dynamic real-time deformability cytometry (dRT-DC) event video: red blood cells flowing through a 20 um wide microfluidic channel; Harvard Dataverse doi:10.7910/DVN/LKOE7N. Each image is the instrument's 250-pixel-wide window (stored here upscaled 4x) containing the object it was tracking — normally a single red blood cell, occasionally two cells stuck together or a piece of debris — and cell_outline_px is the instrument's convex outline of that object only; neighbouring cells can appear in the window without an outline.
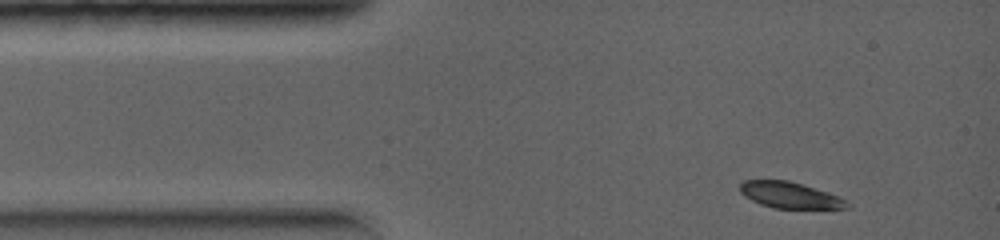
{"species": "common noctule bat (a hibernating species)", "species_latin": "Nyctalus noctula", "temperature_condition": "warm", "stored_images_in_passage": 5, "camera_frame_rate_fps": 5000, "um_per_image_px": 0.085, "animal": {"sex": "female", "body_mass_g": 19.0, "forearm_length_mm": 56.7}, "frame": {"image": 1, "passage_image": 1, "time_ms": 0.0, "image_size_px": [1000, 240], "cell_outline_px": [[852, 208], [772, 208], [760, 204], [744, 196], [740, 192], [740, 184], [744, 180], [788, 180], [836, 196], [844, 200]], "centroid_in_image_um": [67.06, 16.59], "position_along_channel_um": 17.9, "area_um2": 15.9}}
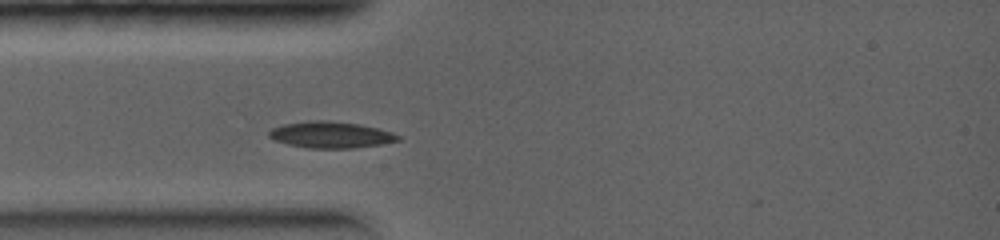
{"frame": {"image": 2, "passage_image": 3, "time_ms": 1.4, "image_size_px": [1000, 240], "cell_outline_px": [[400, 140], [380, 144], [352, 148], [308, 148], [288, 144], [272, 140], [268, 136], [268, 132], [272, 128], [284, 124], [308, 120], [328, 120], [360, 124], [392, 132], [400, 136]], "centroid_in_image_um": [28.07, 11.45], "position_along_channel_um": 56.9, "area_um2": 19.88}}
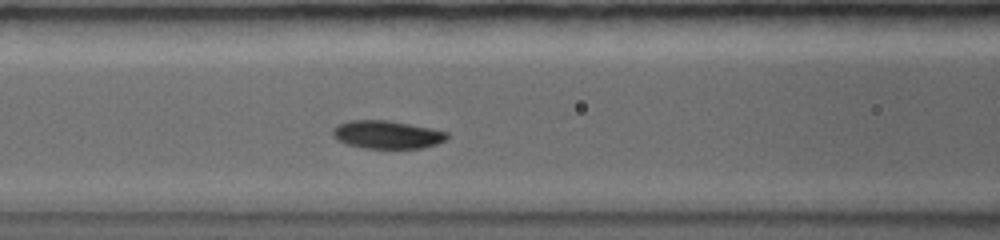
{"frame": {"image": 3, "passage_image": 5, "time_ms": 2.6, "image_size_px": [1000, 240], "cell_outline_px": [[448, 136], [444, 140], [436, 144], [424, 148], [364, 148], [348, 144], [336, 140], [332, 136], [332, 128], [336, 124], [348, 120], [388, 120], [448, 132]], "centroid_in_image_um": [32.82, 11.44], "position_along_channel_um": 133.8, "area_um2": 18.67}}